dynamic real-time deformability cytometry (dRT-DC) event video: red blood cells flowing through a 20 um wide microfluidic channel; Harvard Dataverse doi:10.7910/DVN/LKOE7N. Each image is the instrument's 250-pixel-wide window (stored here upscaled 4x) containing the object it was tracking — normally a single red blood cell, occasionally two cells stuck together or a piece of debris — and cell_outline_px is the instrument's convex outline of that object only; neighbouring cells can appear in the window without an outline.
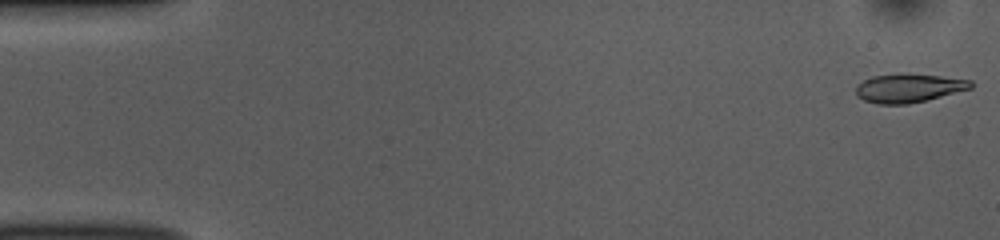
{"species": "common noctule bat (a hibernating species)", "species_latin": "Nyctalus noctula", "temperature_condition": "room temperature", "stored_images_in_passage": 52, "camera_frame_rate_fps": 3000, "um_per_image_px": 0.085, "animal": {"sex": "female", "body_mass_g": 10.0, "forearm_length_mm": 53.1}, "frame": {"image": 1, "passage_image": 1, "time_ms": 0.0, "image_size_px": [1000, 240], "cell_outline_px": [[972, 88], [908, 104], [876, 104], [864, 100], [856, 96], [856, 84], [872, 76], [940, 76], [972, 80]], "centroid_in_image_um": [77.2, 7.53], "position_along_channel_um": 7.8, "area_um2": 18.32}}
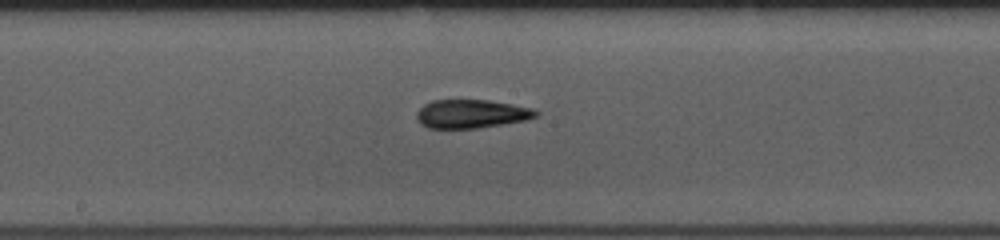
{"frame": {"image": 2, "passage_image": 27, "time_ms": 8.667, "image_size_px": [1000, 240], "cell_outline_px": [[540, 112], [536, 116], [524, 120], [476, 128], [428, 128], [420, 124], [416, 116], [416, 112], [424, 104], [432, 100], [488, 100], [512, 104], [532, 108]], "centroid_in_image_um": [40.03, 9.67], "position_along_channel_um": 208.2, "area_um2": 19.71}}
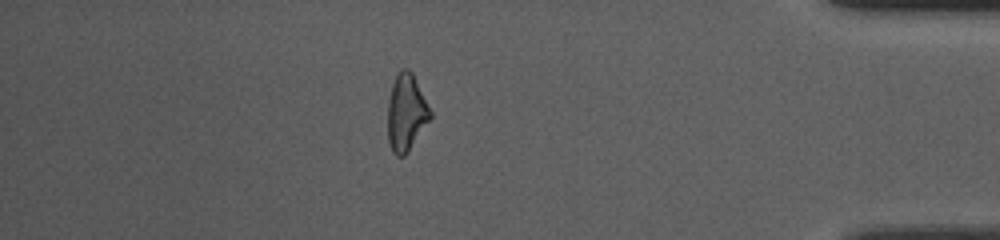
{"frame": {"image": 3, "passage_image": 45, "time_ms": 14.667, "image_size_px": [1000, 240], "cell_outline_px": [[432, 116], [408, 152], [404, 156], [396, 156], [392, 152], [388, 140], [388, 100], [392, 84], [396, 72], [400, 68], [408, 68], [412, 72], [432, 112]], "centroid_in_image_um": [34.52, 9.55], "position_along_channel_um": 400.7, "area_um2": 19.19}, "authors_computed_cell_mechanics": {"area_um2": 19.6231, "velocity_mm_per_s": 3.8549, "shape_relaxation_time_tau1_ms": 5.7347, "shape_relaxation_time_tau2_ms": 2.6089, "deformation_change_tau1": 0.1939, "deformation_change_tau2": 0.1097}}